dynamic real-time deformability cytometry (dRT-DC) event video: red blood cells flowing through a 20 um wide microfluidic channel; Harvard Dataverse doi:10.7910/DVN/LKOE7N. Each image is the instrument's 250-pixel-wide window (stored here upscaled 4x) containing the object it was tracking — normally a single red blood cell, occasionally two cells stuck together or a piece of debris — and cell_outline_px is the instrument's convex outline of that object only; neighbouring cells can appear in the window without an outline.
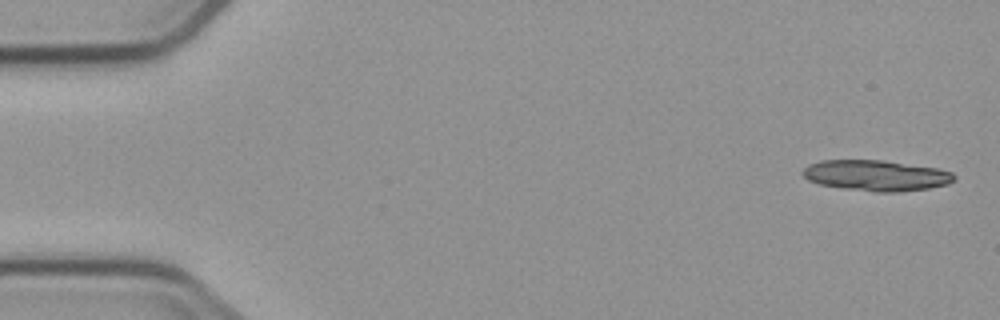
{"species": "common noctule bat (a hibernating species)", "species_latin": "Nyctalus noctula", "temperature_condition": "cold", "stored_images_in_passage": 5, "camera_frame_rate_fps": 3000, "um_per_image_px": 0.085, "animal": {"sex": "male", "body_mass_g": 23.1, "forearm_length_mm": 52.7}, "frame": {"image": 1, "passage_image": 1, "time_ms": 0.0, "image_size_px": [1000, 320], "cell_outline_px": [[956, 180], [948, 184], [928, 188], [900, 192], [876, 192], [844, 188], [820, 184], [808, 180], [800, 172], [808, 164], [820, 160], [880, 160], [936, 168], [952, 172], [956, 176]], "centroid_in_image_um": [74.46, 14.91], "position_along_channel_um": 10.5, "area_um2": 27.11}}